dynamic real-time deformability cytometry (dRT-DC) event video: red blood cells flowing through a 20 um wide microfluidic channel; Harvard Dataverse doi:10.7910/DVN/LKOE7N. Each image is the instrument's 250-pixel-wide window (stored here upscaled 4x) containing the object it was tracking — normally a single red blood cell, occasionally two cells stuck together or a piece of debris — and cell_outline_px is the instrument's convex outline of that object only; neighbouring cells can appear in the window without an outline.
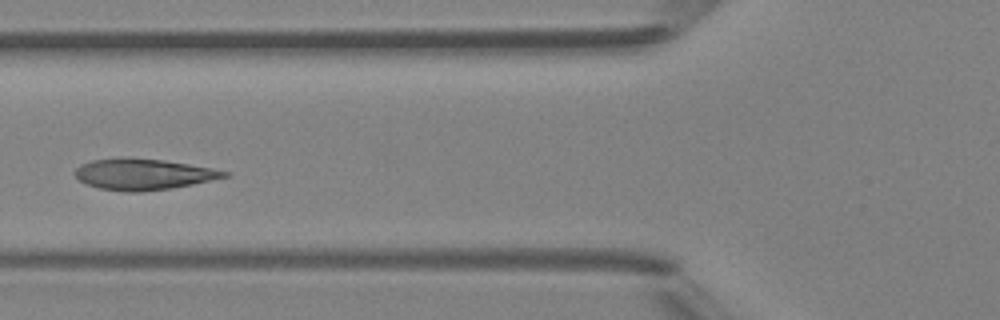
{"species": "Egyptian fruit bat (a non-hibernating species)", "species_latin": "Rousettus aegyptiacus", "temperature_condition": "room temperature", "stored_images_in_passage": 6, "camera_frame_rate_fps": 3000, "um_per_image_px": 0.085, "animal": {"sex": "female"}, "frame": {"image": 1, "passage_image": 5, "time_ms": 4.667, "image_size_px": [1000, 320], "cell_outline_px": [[232, 172], [228, 176], [192, 184], [172, 188], [140, 192], [128, 192], [100, 188], [88, 184], [80, 180], [72, 172], [80, 164], [92, 160], [120, 156], [124, 156], [164, 160], [212, 168]], "centroid_in_image_um": [12.15, 14.79], "position_along_channel_um": 113.6, "area_um2": 27.22}}
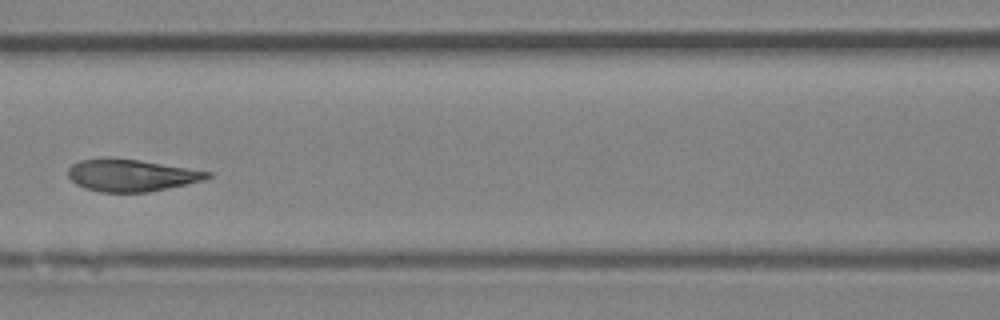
{"frame": {"image": 2, "passage_image": 6, "time_ms": 5.667, "image_size_px": [1000, 320], "cell_outline_px": [[212, 176], [204, 180], [148, 192], [100, 192], [84, 188], [76, 184], [68, 176], [68, 168], [72, 164], [80, 160], [100, 156], [108, 156], [140, 160], [212, 172]], "centroid_in_image_um": [11.1, 14.87], "position_along_channel_um": 155.5, "area_um2": 26.36}}